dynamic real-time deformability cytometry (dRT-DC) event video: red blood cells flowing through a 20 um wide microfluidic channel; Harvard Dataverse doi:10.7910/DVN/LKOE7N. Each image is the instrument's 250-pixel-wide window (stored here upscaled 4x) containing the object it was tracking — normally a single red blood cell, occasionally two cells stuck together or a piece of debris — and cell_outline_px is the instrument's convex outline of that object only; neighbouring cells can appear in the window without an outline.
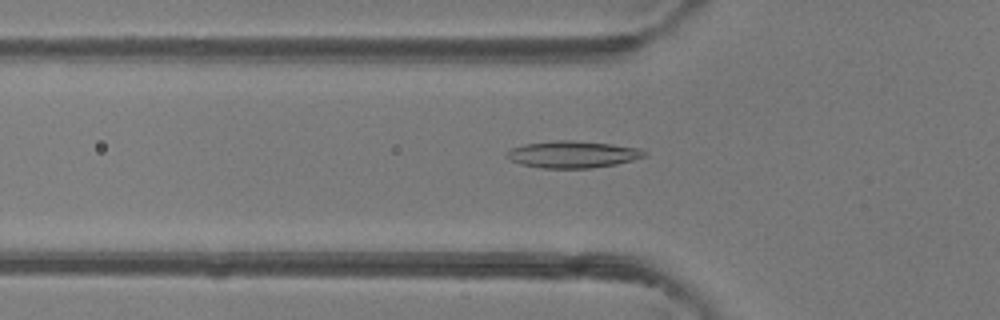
{"species": "common noctule bat (a hibernating species)", "species_latin": "Nyctalus noctula", "temperature_condition": "room temperature", "stored_images_in_passage": 47, "camera_frame_rate_fps": 3000, "um_per_image_px": 0.085, "animal": {"sex": "female"}, "frame": {"image": 1, "passage_image": 14, "time_ms": 4.333, "image_size_px": [1000, 320], "cell_outline_px": [[648, 156], [616, 164], [592, 168], [540, 168], [520, 164], [504, 156], [504, 152], [512, 148], [524, 144], [556, 140], [572, 140], [612, 144], [640, 148], [648, 152]], "centroid_in_image_um": [48.68, 13.12], "position_along_channel_um": 77.1, "area_um2": 21.79}}
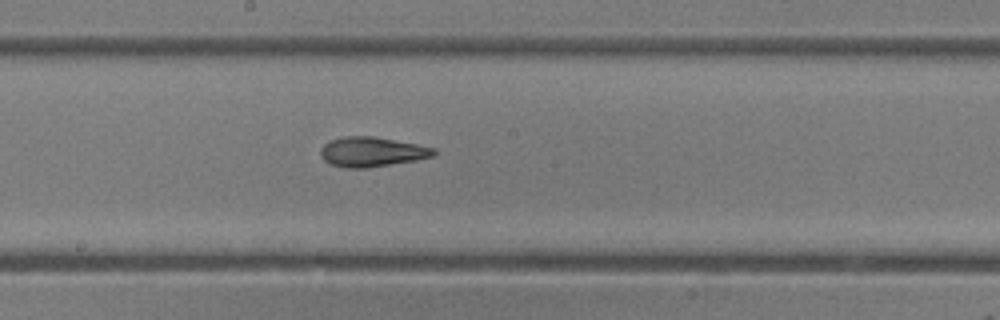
{"frame": {"image": 2, "passage_image": 24, "time_ms": 7.667, "image_size_px": [1000, 320], "cell_outline_px": [[436, 152], [432, 156], [416, 160], [368, 168], [348, 168], [332, 164], [324, 160], [320, 156], [320, 148], [324, 144], [332, 140], [344, 136], [372, 136], [416, 144], [436, 148]], "centroid_in_image_um": [31.59, 12.91], "position_along_channel_um": 216.6, "area_um2": 19.48}}
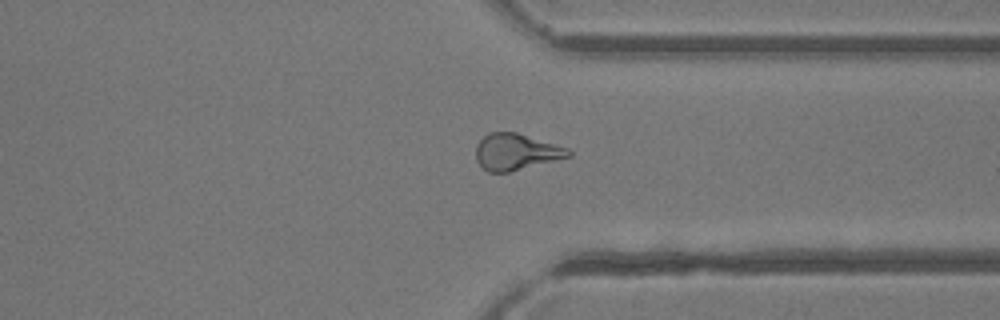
{"frame": {"image": 3, "passage_image": 35, "time_ms": 11.333, "image_size_px": [1000, 320], "cell_outline_px": [[572, 156], [508, 172], [488, 172], [476, 160], [476, 144], [488, 132], [516, 132], [568, 148], [572, 152]], "centroid_in_image_um": [43.85, 12.9], "position_along_channel_um": 367.5, "area_um2": 19.48}, "authors_computed_cell_mechanics": {"area_um2": 20.0566, "velocity_mm_per_s": 4.1453, "shape_relaxation_time_tau1_ms": 8.6643, "shape_relaxation_time_tau2_ms": 3.8143, "deformation_change_tau1": 0.2155, "deformation_change_tau2": 0.1198}}